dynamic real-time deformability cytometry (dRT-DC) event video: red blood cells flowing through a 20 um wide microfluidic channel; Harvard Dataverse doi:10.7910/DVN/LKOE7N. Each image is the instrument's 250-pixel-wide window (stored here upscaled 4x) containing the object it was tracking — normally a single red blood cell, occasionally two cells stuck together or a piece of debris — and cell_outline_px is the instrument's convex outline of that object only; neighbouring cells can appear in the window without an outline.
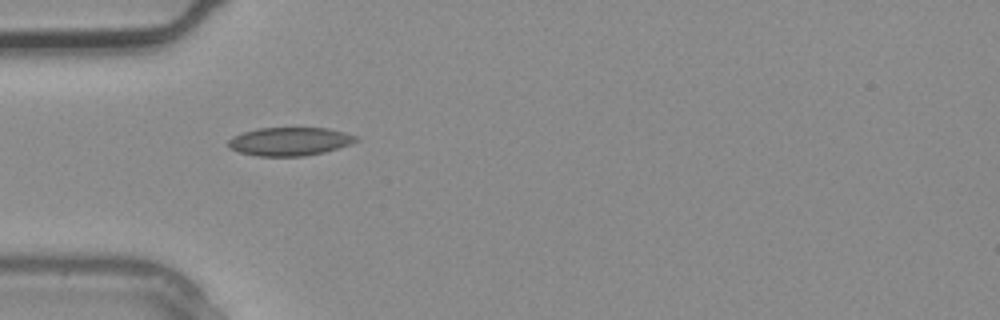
{"species": "common noctule bat (a hibernating species)", "species_latin": "Nyctalus noctula", "temperature_condition": "warm", "stored_images_in_passage": 1, "camera_frame_rate_fps": 3000, "um_per_image_px": 0.085, "animal": {"sex": "male", "body_mass_g": 20.4}, "frame": {"image": 1, "passage_image": 1, "time_ms": 0.0, "image_size_px": [1000, 320], "cell_outline_px": [[360, 140], [324, 152], [304, 156], [256, 156], [240, 152], [228, 148], [228, 140], [232, 136], [244, 132], [260, 128], [328, 128], [344, 132], [356, 136]], "centroid_in_image_um": [24.59, 12.02], "position_along_channel_um": 60.4, "area_um2": 20.98}}